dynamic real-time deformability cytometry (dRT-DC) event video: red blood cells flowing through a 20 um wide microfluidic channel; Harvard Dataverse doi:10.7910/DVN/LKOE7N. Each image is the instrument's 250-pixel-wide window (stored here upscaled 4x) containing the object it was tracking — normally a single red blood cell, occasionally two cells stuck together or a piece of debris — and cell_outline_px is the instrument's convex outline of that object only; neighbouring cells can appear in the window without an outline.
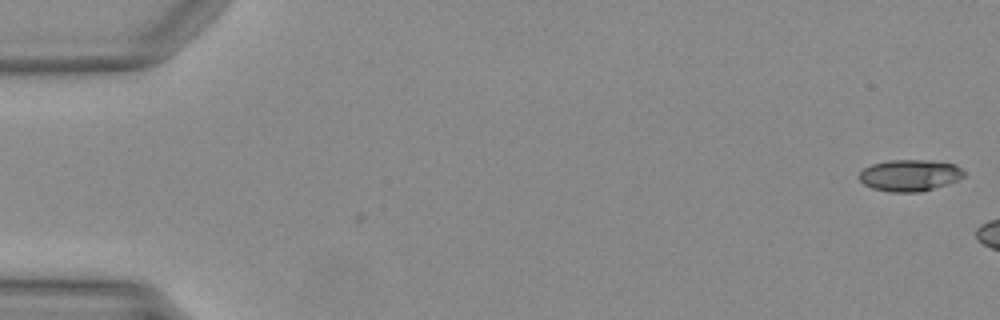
{"species": "Egyptian fruit bat (a non-hibernating species)", "species_latin": "Rousettus aegyptiacus", "temperature_condition": "warm", "stored_images_in_passage": 7, "camera_frame_rate_fps": 3000, "um_per_image_px": 0.085, "animal": {"sex": "female"}, "frame": {"image": 1, "passage_image": 1, "time_ms": 0.0, "image_size_px": [1000, 320], "cell_outline_px": [[964, 176], [948, 184], [920, 192], [888, 192], [872, 188], [864, 184], [856, 176], [864, 168], [872, 164], [888, 160], [924, 160], [956, 164], [964, 172]], "centroid_in_image_um": [77.29, 14.91], "position_along_channel_um": 7.7, "area_um2": 19.31}}